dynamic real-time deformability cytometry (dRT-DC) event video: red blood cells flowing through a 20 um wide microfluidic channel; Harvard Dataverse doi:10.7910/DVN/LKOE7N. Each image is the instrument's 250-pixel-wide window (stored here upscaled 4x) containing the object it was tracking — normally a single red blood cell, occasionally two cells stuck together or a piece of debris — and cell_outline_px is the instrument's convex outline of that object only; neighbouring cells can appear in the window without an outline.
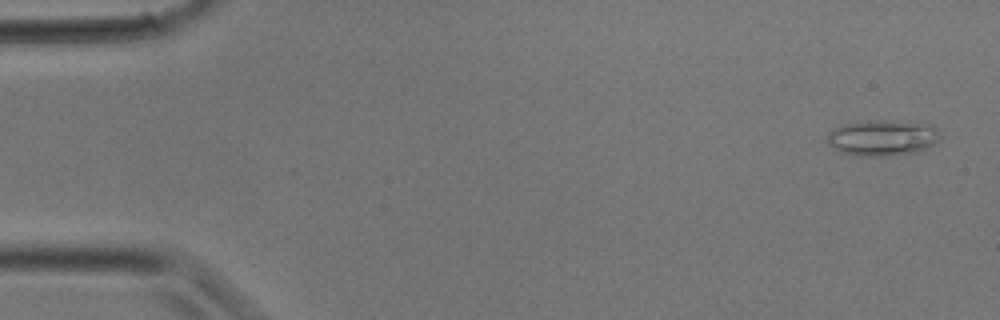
{"species": "common noctule bat (a hibernating species)", "species_latin": "Nyctalus noctula", "temperature_condition": "room temperature", "stored_images_in_passage": 8, "camera_frame_rate_fps": 3000, "um_per_image_px": 0.085, "animal": {"sex": "male", "body_mass_g": 17.9}, "frame": {"image": 1, "passage_image": 2, "time_ms": 0.333, "image_size_px": [1000, 320], "cell_outline_px": [[940, 136], [928, 148], [916, 152], [884, 156], [860, 156], [840, 152], [828, 144], [828, 136], [832, 128], [844, 124], [868, 120], [884, 120], [932, 124], [940, 132]], "centroid_in_image_um": [75.0, 11.7], "position_along_channel_um": 10.0, "area_um2": 23.58}}